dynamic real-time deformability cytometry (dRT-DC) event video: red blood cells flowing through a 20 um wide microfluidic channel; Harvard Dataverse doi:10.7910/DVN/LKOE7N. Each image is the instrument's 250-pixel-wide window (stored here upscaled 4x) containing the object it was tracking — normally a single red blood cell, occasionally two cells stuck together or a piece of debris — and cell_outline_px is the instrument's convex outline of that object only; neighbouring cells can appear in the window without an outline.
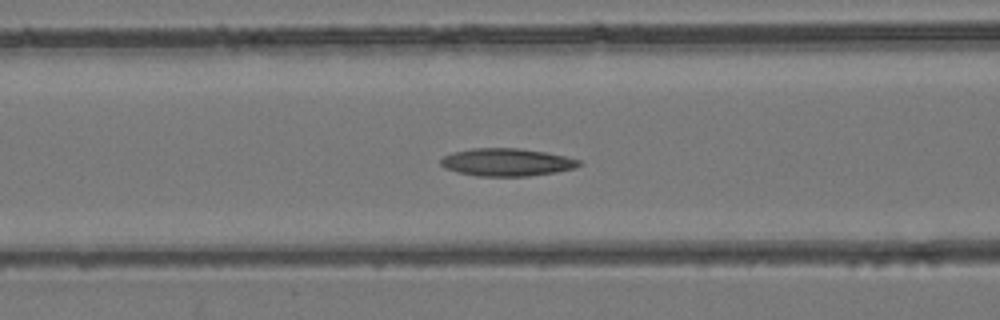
{"species": "common noctule bat (a hibernating species)", "species_latin": "Nyctalus noctula", "temperature_condition": "room temperature", "stored_images_in_passage": 30, "camera_frame_rate_fps": 3000, "um_per_image_px": 0.085, "animal": {"sex": "female", "body_mass_g": 24.6, "forearm_length_mm": 56.2}, "frame": {"image": 1, "passage_image": 12, "time_ms": 3.667, "image_size_px": [1000, 320], "cell_outline_px": [[584, 164], [576, 168], [556, 172], [528, 176], [476, 176], [456, 172], [444, 168], [440, 164], [440, 160], [444, 156], [452, 152], [472, 148], [520, 148], [544, 152], [564, 156], [580, 160]], "centroid_in_image_um": [43.07, 13.79], "position_along_channel_um": 123.5, "area_um2": 22.48}}
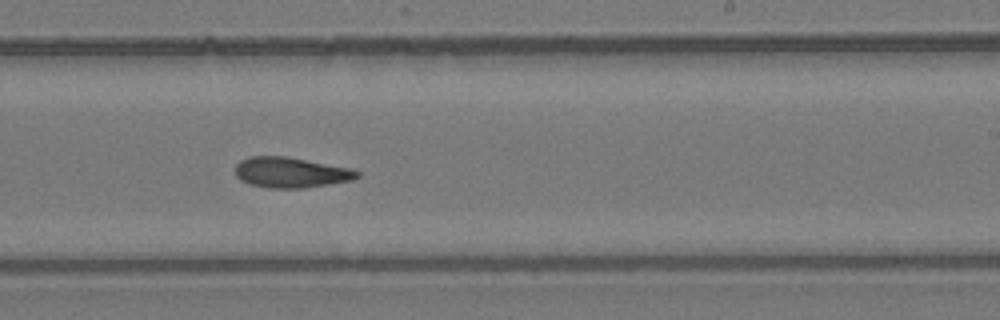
{"frame": {"image": 2, "passage_image": 21, "time_ms": 6.667, "image_size_px": [1000, 320], "cell_outline_px": [[360, 176], [352, 180], [304, 188], [268, 188], [248, 184], [240, 180], [236, 176], [236, 164], [240, 160], [248, 156], [284, 156], [352, 168], [360, 172]], "centroid_in_image_um": [24.7, 14.66], "position_along_channel_um": 264.3, "area_um2": 21.73}}
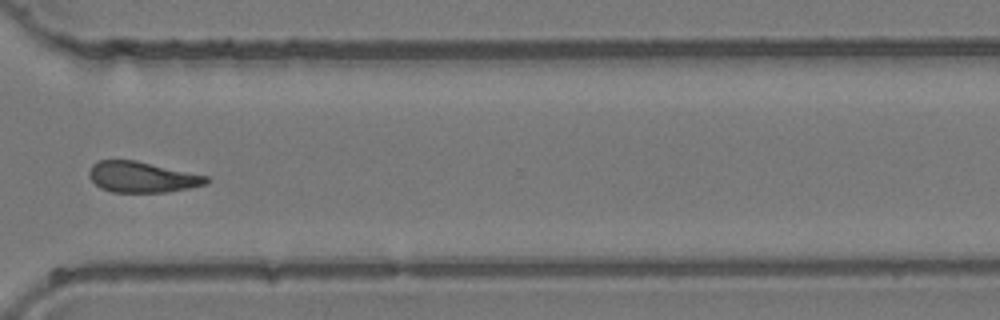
{"frame": {"image": 3, "passage_image": 27, "time_ms": 8.667, "image_size_px": [1000, 320], "cell_outline_px": [[212, 180], [208, 184], [168, 192], [112, 192], [100, 188], [88, 176], [88, 172], [92, 164], [100, 160], [136, 160], [208, 176]], "centroid_in_image_um": [12.09, 15.05], "position_along_channel_um": 358.5, "area_um2": 21.15}}